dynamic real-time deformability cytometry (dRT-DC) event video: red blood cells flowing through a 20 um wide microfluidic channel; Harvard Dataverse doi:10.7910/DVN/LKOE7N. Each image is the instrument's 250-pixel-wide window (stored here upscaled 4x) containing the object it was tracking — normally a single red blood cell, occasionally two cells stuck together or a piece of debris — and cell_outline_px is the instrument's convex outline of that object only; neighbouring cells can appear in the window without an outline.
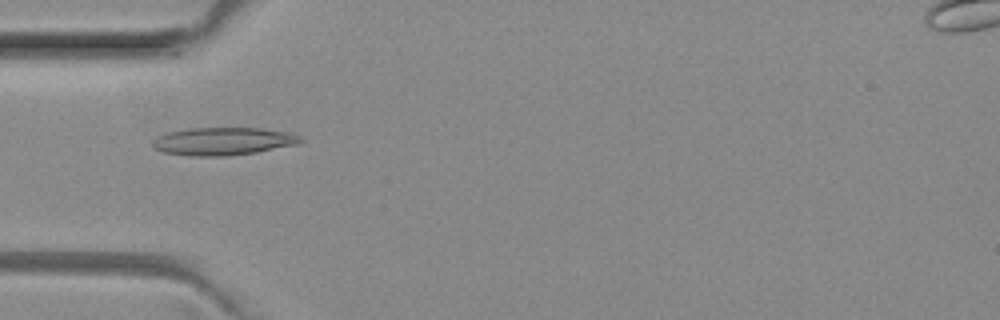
{"species": "common noctule bat (a hibernating species)", "species_latin": "Nyctalus noctula", "temperature_condition": "room temperature", "stored_images_in_passage": 6, "camera_frame_rate_fps": 3000, "um_per_image_px": 0.085, "animal": {"sex": "female", "body_mass_g": 29.2, "forearm_length_mm": 56.3}, "frame": {"image": 1, "passage_image": 5, "time_ms": 1.333, "image_size_px": [1000, 320], "cell_outline_px": [[304, 140], [296, 144], [256, 152], [228, 156], [192, 156], [164, 152], [152, 148], [152, 140], [156, 136], [168, 132], [188, 128], [260, 128], [292, 132], [300, 136]], "centroid_in_image_um": [18.94, 12.0], "position_along_channel_um": 66.1, "area_um2": 24.1}}